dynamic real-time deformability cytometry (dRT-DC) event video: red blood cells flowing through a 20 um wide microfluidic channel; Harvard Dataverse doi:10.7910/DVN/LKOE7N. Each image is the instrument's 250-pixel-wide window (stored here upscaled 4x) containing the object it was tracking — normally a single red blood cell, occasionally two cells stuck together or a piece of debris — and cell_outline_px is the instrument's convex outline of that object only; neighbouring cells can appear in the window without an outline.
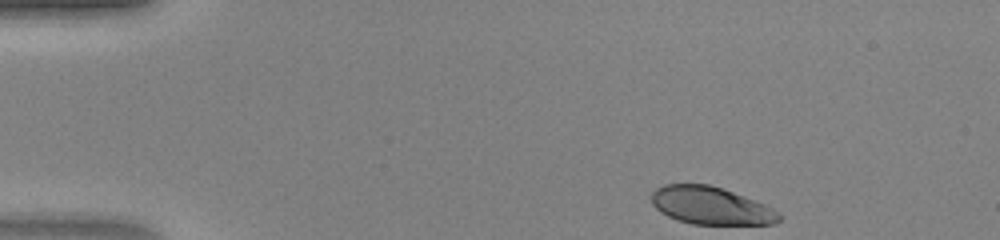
{"species": "human", "species_latin": "Homo sapiens", "temperature_condition": "warm", "stored_images_in_passage": 9, "camera_frame_rate_fps": 3000, "um_per_image_px": 0.085, "donor": {"sex": "female"}, "frame": {"image": 1, "passage_image": 1, "time_ms": 0.0, "image_size_px": [1000, 240], "cell_outline_px": [[784, 216], [780, 220], [772, 224], [692, 224], [676, 220], [660, 212], [652, 204], [648, 196], [656, 188], [664, 184], [708, 184], [724, 188], [764, 204], [772, 208]], "centroid_in_image_um": [60.39, 17.47], "position_along_channel_um": 24.6, "area_um2": 28.26}}